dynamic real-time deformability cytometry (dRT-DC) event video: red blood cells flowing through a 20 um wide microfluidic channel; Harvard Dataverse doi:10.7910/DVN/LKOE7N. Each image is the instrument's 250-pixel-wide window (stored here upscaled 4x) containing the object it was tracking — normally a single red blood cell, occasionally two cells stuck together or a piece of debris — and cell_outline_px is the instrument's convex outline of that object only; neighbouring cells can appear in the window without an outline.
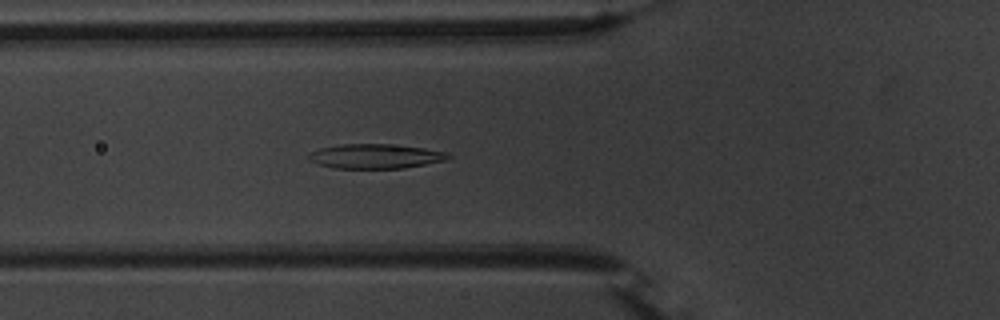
{"species": "common noctule bat (a hibernating species)", "species_latin": "Nyctalus noctula", "temperature_condition": "warm", "stored_images_in_passage": 55, "camera_frame_rate_fps": 3000, "um_per_image_px": 0.085, "animal": {"sex": "male", "body_mass_g": 20.1, "forearm_length_mm": 53.5}, "frame": {"image": 1, "passage_image": 21, "time_ms": 6.667, "image_size_px": [1000, 320], "cell_outline_px": [[452, 156], [444, 160], [404, 168], [332, 168], [308, 160], [308, 152], [320, 148], [340, 144], [388, 144], [424, 148], [448, 152]], "centroid_in_image_um": [31.87, 13.27], "position_along_channel_um": 93.9, "area_um2": 19.88}}
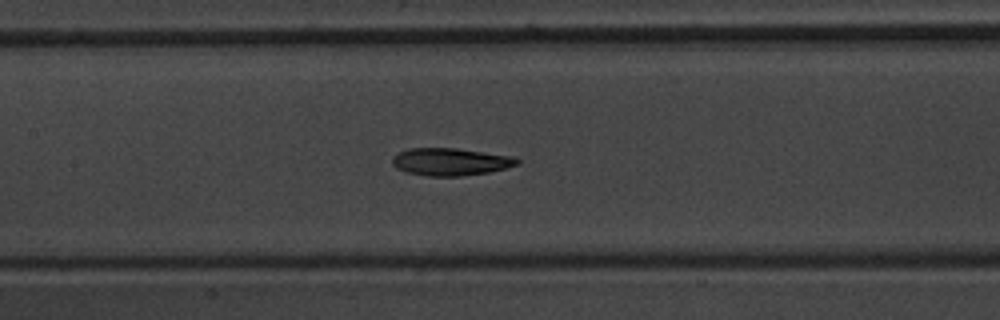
{"frame": {"image": 2, "passage_image": 27, "time_ms": 8.667, "image_size_px": [1000, 320], "cell_outline_px": [[520, 164], [508, 168], [488, 172], [460, 176], [428, 176], [404, 172], [396, 168], [392, 164], [392, 156], [396, 152], [408, 148], [456, 148], [516, 156], [520, 160]], "centroid_in_image_um": [38.3, 13.74], "position_along_channel_um": 169.1, "area_um2": 20.4}}
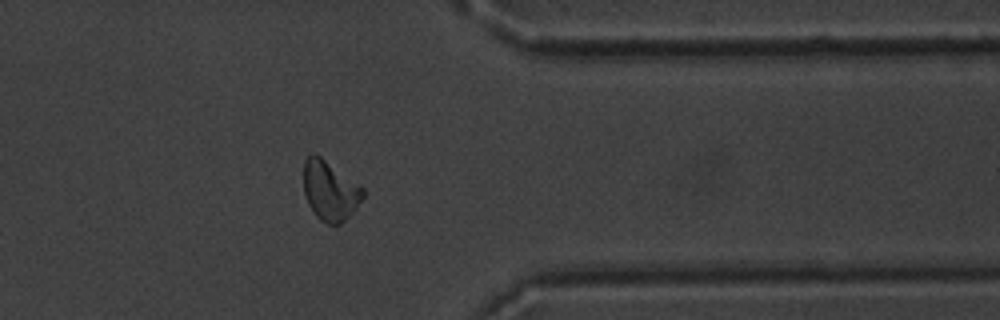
{"frame": {"image": 3, "passage_image": 45, "time_ms": 14.667, "image_size_px": [1000, 320], "cell_outline_px": [[364, 196], [352, 212], [340, 224], [328, 224], [320, 220], [316, 216], [308, 204], [304, 192], [304, 160], [312, 152], [320, 156], [364, 188]], "centroid_in_image_um": [28.03, 16.2], "position_along_channel_um": 383.4, "area_um2": 20.4}, "authors_computed_cell_mechanics": {"area_um2": 20.6924, "velocity_mm_per_s": 3.7216, "shape_relaxation_time_tau1_ms": 8.5752, "shape_relaxation_time_tau2_ms": 3.2271, "deformation_change_tau1": 0.2465, "deformation_change_tau2": 0.1047}}